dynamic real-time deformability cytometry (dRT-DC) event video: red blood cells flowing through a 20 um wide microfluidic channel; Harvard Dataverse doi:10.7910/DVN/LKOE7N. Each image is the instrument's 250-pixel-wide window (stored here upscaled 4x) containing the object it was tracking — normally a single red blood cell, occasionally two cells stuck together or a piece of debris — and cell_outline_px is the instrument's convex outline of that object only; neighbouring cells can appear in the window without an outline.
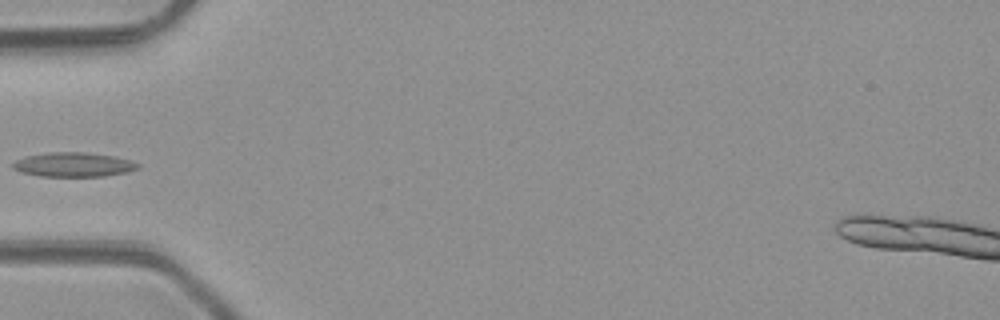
{"species": "common noctule bat (a hibernating species)", "species_latin": "Nyctalus noctula", "temperature_condition": "room temperature", "stored_images_in_passage": 5, "camera_frame_rate_fps": 3000, "um_per_image_px": 0.085, "animal": {"sex": "male", "body_mass_g": 23.1, "forearm_length_mm": 52.7}, "frame": {"image": 1, "passage_image": 5, "time_ms": 4.333, "image_size_px": [1000, 320], "cell_outline_px": [[140, 168], [128, 172], [104, 176], [40, 176], [20, 172], [12, 168], [12, 164], [16, 160], [28, 156], [48, 152], [84, 152], [112, 156], [132, 160], [140, 164]], "centroid_in_image_um": [6.27, 13.99], "position_along_channel_um": 78.7, "area_um2": 17.74}}